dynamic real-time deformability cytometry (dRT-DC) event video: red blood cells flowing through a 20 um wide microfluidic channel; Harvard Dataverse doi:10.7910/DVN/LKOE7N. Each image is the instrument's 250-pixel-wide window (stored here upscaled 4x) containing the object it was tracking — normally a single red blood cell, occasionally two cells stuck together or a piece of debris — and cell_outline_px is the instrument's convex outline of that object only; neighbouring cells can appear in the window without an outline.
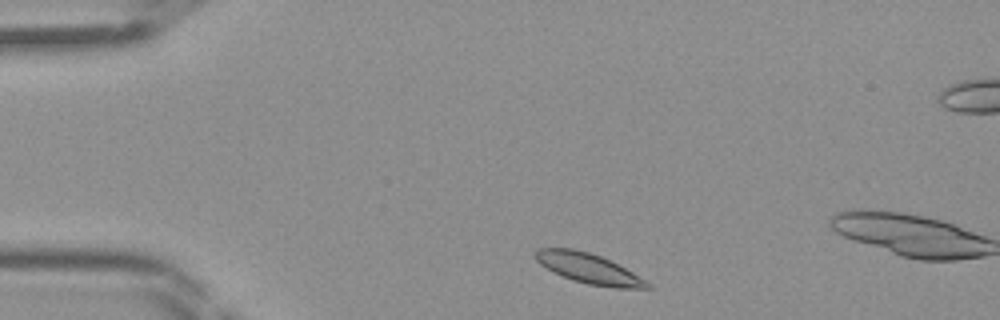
{"species": "Egyptian fruit bat (a non-hibernating species)", "species_latin": "Rousettus aegyptiacus", "temperature_condition": "room temperature", "stored_images_in_passage": 6, "camera_frame_rate_fps": 3000, "um_per_image_px": 0.085, "frame": {"image": 1, "passage_image": 2, "time_ms": 0.333, "image_size_px": [1000, 320], "cell_outline_px": [[652, 288], [616, 288], [588, 284], [572, 280], [552, 272], [540, 264], [532, 256], [532, 252], [536, 248], [572, 248], [588, 252], [600, 256], [648, 280], [652, 284]], "centroid_in_image_um": [49.99, 22.82], "position_along_channel_um": 35.0, "area_um2": 19.77}}